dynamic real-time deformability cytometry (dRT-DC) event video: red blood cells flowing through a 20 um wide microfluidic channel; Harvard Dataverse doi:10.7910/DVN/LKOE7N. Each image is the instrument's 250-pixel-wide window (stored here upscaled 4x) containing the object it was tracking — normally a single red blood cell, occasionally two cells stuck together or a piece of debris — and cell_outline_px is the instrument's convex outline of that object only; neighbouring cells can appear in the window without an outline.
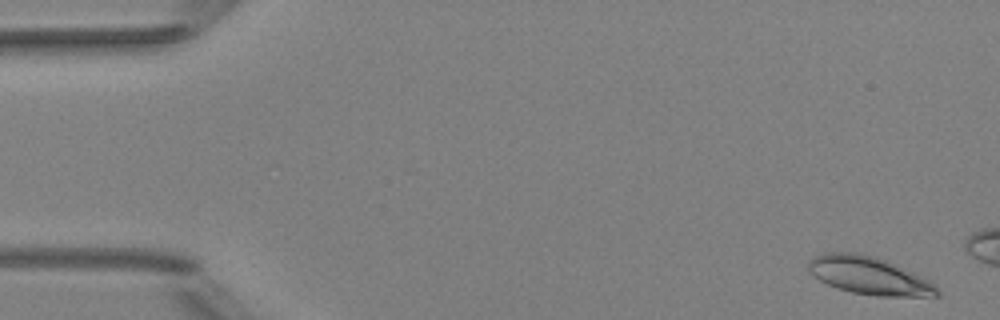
{"species": "Egyptian fruit bat (a non-hibernating species)", "species_latin": "Rousettus aegyptiacus", "temperature_condition": "room temperature", "stored_images_in_passage": 4, "camera_frame_rate_fps": 3000, "um_per_image_px": 0.085, "animal": {"sex": "female"}, "frame": {"image": 1, "passage_image": 1, "time_ms": 0.0, "image_size_px": [1000, 320], "cell_outline_px": [[940, 296], [876, 296], [852, 292], [836, 288], [812, 276], [808, 272], [808, 260], [824, 252], [856, 252], [876, 256], [896, 264], [936, 284], [940, 292]], "centroid_in_image_um": [73.85, 23.41], "position_along_channel_um": 11.1, "area_um2": 28.55}}